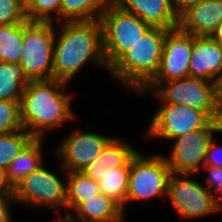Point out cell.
Here are the masks:
<instances>
[{"label":"cell","mask_w":222,"mask_h":222,"mask_svg":"<svg viewBox=\"0 0 222 222\" xmlns=\"http://www.w3.org/2000/svg\"><path fill=\"white\" fill-rule=\"evenodd\" d=\"M22 45L23 23L0 25V62L19 63Z\"/></svg>","instance_id":"24"},{"label":"cell","mask_w":222,"mask_h":222,"mask_svg":"<svg viewBox=\"0 0 222 222\" xmlns=\"http://www.w3.org/2000/svg\"><path fill=\"white\" fill-rule=\"evenodd\" d=\"M131 160L123 167L112 169L101 181H98L100 191L115 201L125 211L126 195L129 183Z\"/></svg>","instance_id":"23"},{"label":"cell","mask_w":222,"mask_h":222,"mask_svg":"<svg viewBox=\"0 0 222 222\" xmlns=\"http://www.w3.org/2000/svg\"><path fill=\"white\" fill-rule=\"evenodd\" d=\"M62 0H29L25 5L26 18L29 21H55L53 15L60 19Z\"/></svg>","instance_id":"26"},{"label":"cell","mask_w":222,"mask_h":222,"mask_svg":"<svg viewBox=\"0 0 222 222\" xmlns=\"http://www.w3.org/2000/svg\"><path fill=\"white\" fill-rule=\"evenodd\" d=\"M215 132H222V127L213 120L205 129L173 139L175 143L170 156L164 155L171 173L194 175L198 172L204 166L205 155L215 138Z\"/></svg>","instance_id":"10"},{"label":"cell","mask_w":222,"mask_h":222,"mask_svg":"<svg viewBox=\"0 0 222 222\" xmlns=\"http://www.w3.org/2000/svg\"><path fill=\"white\" fill-rule=\"evenodd\" d=\"M67 198L66 209L70 210L60 221H63L80 203L101 193L98 182L85 176L82 172H66Z\"/></svg>","instance_id":"21"},{"label":"cell","mask_w":222,"mask_h":222,"mask_svg":"<svg viewBox=\"0 0 222 222\" xmlns=\"http://www.w3.org/2000/svg\"><path fill=\"white\" fill-rule=\"evenodd\" d=\"M137 152L129 143L114 137L81 172L97 182L101 181L112 169L125 166Z\"/></svg>","instance_id":"17"},{"label":"cell","mask_w":222,"mask_h":222,"mask_svg":"<svg viewBox=\"0 0 222 222\" xmlns=\"http://www.w3.org/2000/svg\"><path fill=\"white\" fill-rule=\"evenodd\" d=\"M25 21V5L20 0H0V25H14Z\"/></svg>","instance_id":"28"},{"label":"cell","mask_w":222,"mask_h":222,"mask_svg":"<svg viewBox=\"0 0 222 222\" xmlns=\"http://www.w3.org/2000/svg\"><path fill=\"white\" fill-rule=\"evenodd\" d=\"M193 50V35L179 27L165 36L161 65L154 79L139 93L152 92L160 83L189 77V60Z\"/></svg>","instance_id":"12"},{"label":"cell","mask_w":222,"mask_h":222,"mask_svg":"<svg viewBox=\"0 0 222 222\" xmlns=\"http://www.w3.org/2000/svg\"><path fill=\"white\" fill-rule=\"evenodd\" d=\"M219 193L220 196H215V200H216V203H217V207H218V210L221 211L222 210V186L219 188V190L215 193V195Z\"/></svg>","instance_id":"35"},{"label":"cell","mask_w":222,"mask_h":222,"mask_svg":"<svg viewBox=\"0 0 222 222\" xmlns=\"http://www.w3.org/2000/svg\"><path fill=\"white\" fill-rule=\"evenodd\" d=\"M170 175L164 155L144 156L138 151L131 159L126 205L130 201L166 196Z\"/></svg>","instance_id":"6"},{"label":"cell","mask_w":222,"mask_h":222,"mask_svg":"<svg viewBox=\"0 0 222 222\" xmlns=\"http://www.w3.org/2000/svg\"><path fill=\"white\" fill-rule=\"evenodd\" d=\"M24 5H26L28 2H29V0H20Z\"/></svg>","instance_id":"38"},{"label":"cell","mask_w":222,"mask_h":222,"mask_svg":"<svg viewBox=\"0 0 222 222\" xmlns=\"http://www.w3.org/2000/svg\"><path fill=\"white\" fill-rule=\"evenodd\" d=\"M79 217V218H78ZM82 219L79 220V219ZM122 208L102 192L80 203L64 222H122Z\"/></svg>","instance_id":"18"},{"label":"cell","mask_w":222,"mask_h":222,"mask_svg":"<svg viewBox=\"0 0 222 222\" xmlns=\"http://www.w3.org/2000/svg\"><path fill=\"white\" fill-rule=\"evenodd\" d=\"M217 139L213 138L205 155L204 166L222 168V144L215 143Z\"/></svg>","instance_id":"29"},{"label":"cell","mask_w":222,"mask_h":222,"mask_svg":"<svg viewBox=\"0 0 222 222\" xmlns=\"http://www.w3.org/2000/svg\"><path fill=\"white\" fill-rule=\"evenodd\" d=\"M114 137L92 132L73 131L57 148L65 172H81L96 159Z\"/></svg>","instance_id":"13"},{"label":"cell","mask_w":222,"mask_h":222,"mask_svg":"<svg viewBox=\"0 0 222 222\" xmlns=\"http://www.w3.org/2000/svg\"><path fill=\"white\" fill-rule=\"evenodd\" d=\"M20 102L0 100V135L22 129Z\"/></svg>","instance_id":"27"},{"label":"cell","mask_w":222,"mask_h":222,"mask_svg":"<svg viewBox=\"0 0 222 222\" xmlns=\"http://www.w3.org/2000/svg\"><path fill=\"white\" fill-rule=\"evenodd\" d=\"M13 196L19 203L36 208L49 207L59 212L62 208L66 209L67 182L63 183L42 165L14 187Z\"/></svg>","instance_id":"7"},{"label":"cell","mask_w":222,"mask_h":222,"mask_svg":"<svg viewBox=\"0 0 222 222\" xmlns=\"http://www.w3.org/2000/svg\"><path fill=\"white\" fill-rule=\"evenodd\" d=\"M30 81L19 63L0 62V100L21 101Z\"/></svg>","instance_id":"20"},{"label":"cell","mask_w":222,"mask_h":222,"mask_svg":"<svg viewBox=\"0 0 222 222\" xmlns=\"http://www.w3.org/2000/svg\"><path fill=\"white\" fill-rule=\"evenodd\" d=\"M188 176L192 174L171 173L168 180L167 196L177 214L183 219H194L219 212L216 195Z\"/></svg>","instance_id":"8"},{"label":"cell","mask_w":222,"mask_h":222,"mask_svg":"<svg viewBox=\"0 0 222 222\" xmlns=\"http://www.w3.org/2000/svg\"><path fill=\"white\" fill-rule=\"evenodd\" d=\"M66 85V82L53 78L31 80L25 86L20 102V120L33 138L44 139L45 131L58 128L75 117L71 95L63 92Z\"/></svg>","instance_id":"2"},{"label":"cell","mask_w":222,"mask_h":222,"mask_svg":"<svg viewBox=\"0 0 222 222\" xmlns=\"http://www.w3.org/2000/svg\"><path fill=\"white\" fill-rule=\"evenodd\" d=\"M54 23L23 22L22 56L19 64L30 80L53 79Z\"/></svg>","instance_id":"5"},{"label":"cell","mask_w":222,"mask_h":222,"mask_svg":"<svg viewBox=\"0 0 222 222\" xmlns=\"http://www.w3.org/2000/svg\"><path fill=\"white\" fill-rule=\"evenodd\" d=\"M222 74V46L211 36H193L189 76L214 83Z\"/></svg>","instance_id":"14"},{"label":"cell","mask_w":222,"mask_h":222,"mask_svg":"<svg viewBox=\"0 0 222 222\" xmlns=\"http://www.w3.org/2000/svg\"><path fill=\"white\" fill-rule=\"evenodd\" d=\"M123 10L138 16L152 27L178 28L179 16L171 0H113Z\"/></svg>","instance_id":"15"},{"label":"cell","mask_w":222,"mask_h":222,"mask_svg":"<svg viewBox=\"0 0 222 222\" xmlns=\"http://www.w3.org/2000/svg\"><path fill=\"white\" fill-rule=\"evenodd\" d=\"M53 48V78L66 83L88 61L102 65L109 71L103 51L100 20L64 21Z\"/></svg>","instance_id":"1"},{"label":"cell","mask_w":222,"mask_h":222,"mask_svg":"<svg viewBox=\"0 0 222 222\" xmlns=\"http://www.w3.org/2000/svg\"><path fill=\"white\" fill-rule=\"evenodd\" d=\"M15 201L12 193H0V222H14L10 204Z\"/></svg>","instance_id":"32"},{"label":"cell","mask_w":222,"mask_h":222,"mask_svg":"<svg viewBox=\"0 0 222 222\" xmlns=\"http://www.w3.org/2000/svg\"><path fill=\"white\" fill-rule=\"evenodd\" d=\"M113 0H62L60 20L92 21L99 20L104 10Z\"/></svg>","instance_id":"22"},{"label":"cell","mask_w":222,"mask_h":222,"mask_svg":"<svg viewBox=\"0 0 222 222\" xmlns=\"http://www.w3.org/2000/svg\"><path fill=\"white\" fill-rule=\"evenodd\" d=\"M153 92L163 104L201 109L214 120V83L210 81L189 76L162 82Z\"/></svg>","instance_id":"11"},{"label":"cell","mask_w":222,"mask_h":222,"mask_svg":"<svg viewBox=\"0 0 222 222\" xmlns=\"http://www.w3.org/2000/svg\"><path fill=\"white\" fill-rule=\"evenodd\" d=\"M214 120L222 127V74L214 81Z\"/></svg>","instance_id":"30"},{"label":"cell","mask_w":222,"mask_h":222,"mask_svg":"<svg viewBox=\"0 0 222 222\" xmlns=\"http://www.w3.org/2000/svg\"><path fill=\"white\" fill-rule=\"evenodd\" d=\"M213 119L203 110L186 105L163 104L153 116L147 136L173 140L205 129Z\"/></svg>","instance_id":"9"},{"label":"cell","mask_w":222,"mask_h":222,"mask_svg":"<svg viewBox=\"0 0 222 222\" xmlns=\"http://www.w3.org/2000/svg\"><path fill=\"white\" fill-rule=\"evenodd\" d=\"M14 186L10 183L6 169L0 168V193H12Z\"/></svg>","instance_id":"34"},{"label":"cell","mask_w":222,"mask_h":222,"mask_svg":"<svg viewBox=\"0 0 222 222\" xmlns=\"http://www.w3.org/2000/svg\"><path fill=\"white\" fill-rule=\"evenodd\" d=\"M202 168L208 172V178L206 181H208L209 186L206 188L215 194L222 186V168L209 166H203ZM210 188L212 190H210Z\"/></svg>","instance_id":"31"},{"label":"cell","mask_w":222,"mask_h":222,"mask_svg":"<svg viewBox=\"0 0 222 222\" xmlns=\"http://www.w3.org/2000/svg\"><path fill=\"white\" fill-rule=\"evenodd\" d=\"M99 20L108 68L152 27L138 16L123 10L114 1L104 10Z\"/></svg>","instance_id":"4"},{"label":"cell","mask_w":222,"mask_h":222,"mask_svg":"<svg viewBox=\"0 0 222 222\" xmlns=\"http://www.w3.org/2000/svg\"><path fill=\"white\" fill-rule=\"evenodd\" d=\"M32 139V135L24 128L0 135V168L7 169Z\"/></svg>","instance_id":"25"},{"label":"cell","mask_w":222,"mask_h":222,"mask_svg":"<svg viewBox=\"0 0 222 222\" xmlns=\"http://www.w3.org/2000/svg\"><path fill=\"white\" fill-rule=\"evenodd\" d=\"M172 7L175 9L178 16H180L189 7L199 4L205 0H171Z\"/></svg>","instance_id":"33"},{"label":"cell","mask_w":222,"mask_h":222,"mask_svg":"<svg viewBox=\"0 0 222 222\" xmlns=\"http://www.w3.org/2000/svg\"><path fill=\"white\" fill-rule=\"evenodd\" d=\"M222 20V0H205L179 16V28L193 36H212Z\"/></svg>","instance_id":"16"},{"label":"cell","mask_w":222,"mask_h":222,"mask_svg":"<svg viewBox=\"0 0 222 222\" xmlns=\"http://www.w3.org/2000/svg\"><path fill=\"white\" fill-rule=\"evenodd\" d=\"M42 139L33 138L6 169L15 187L23 178L43 165Z\"/></svg>","instance_id":"19"},{"label":"cell","mask_w":222,"mask_h":222,"mask_svg":"<svg viewBox=\"0 0 222 222\" xmlns=\"http://www.w3.org/2000/svg\"><path fill=\"white\" fill-rule=\"evenodd\" d=\"M214 33H222V20L219 22L217 29Z\"/></svg>","instance_id":"37"},{"label":"cell","mask_w":222,"mask_h":222,"mask_svg":"<svg viewBox=\"0 0 222 222\" xmlns=\"http://www.w3.org/2000/svg\"><path fill=\"white\" fill-rule=\"evenodd\" d=\"M168 31L161 27H151L108 72L126 88L139 94L159 71Z\"/></svg>","instance_id":"3"},{"label":"cell","mask_w":222,"mask_h":222,"mask_svg":"<svg viewBox=\"0 0 222 222\" xmlns=\"http://www.w3.org/2000/svg\"><path fill=\"white\" fill-rule=\"evenodd\" d=\"M211 37L219 41L220 45L222 46V33H213Z\"/></svg>","instance_id":"36"}]
</instances>
